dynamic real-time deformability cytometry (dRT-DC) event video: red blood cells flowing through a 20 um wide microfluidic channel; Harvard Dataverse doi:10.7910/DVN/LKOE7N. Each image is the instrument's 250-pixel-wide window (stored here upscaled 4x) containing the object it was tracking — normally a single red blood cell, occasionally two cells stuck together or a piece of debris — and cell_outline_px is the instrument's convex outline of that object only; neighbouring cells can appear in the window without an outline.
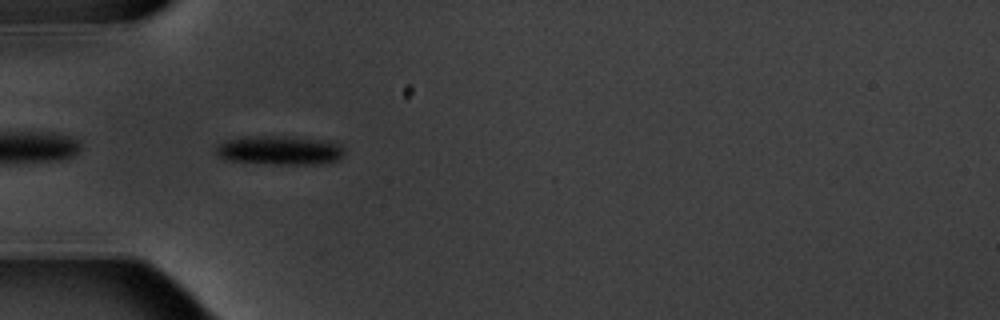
{"species": "common noctule bat (a hibernating species)", "species_latin": "Nyctalus noctula", "temperature_condition": "warm", "stored_images_in_passage": 7, "camera_frame_rate_fps": 3000, "um_per_image_px": 0.085, "animal": {"sex": "male", "body_mass_g": 20.1, "forearm_length_mm": 53.5}, "frame": {"image": 1, "passage_image": 5, "time_ms": 5.333, "image_size_px": [1000, 320], "cell_outline_px": [[344, 156], [340, 160], [324, 164], [272, 164], [224, 160], [216, 152], [216, 144], [228, 140], [244, 136], [276, 136], [328, 140], [340, 144], [344, 148]], "centroid_in_image_um": [23.82, 12.78], "position_along_channel_um": 61.2, "area_um2": 22.02}}